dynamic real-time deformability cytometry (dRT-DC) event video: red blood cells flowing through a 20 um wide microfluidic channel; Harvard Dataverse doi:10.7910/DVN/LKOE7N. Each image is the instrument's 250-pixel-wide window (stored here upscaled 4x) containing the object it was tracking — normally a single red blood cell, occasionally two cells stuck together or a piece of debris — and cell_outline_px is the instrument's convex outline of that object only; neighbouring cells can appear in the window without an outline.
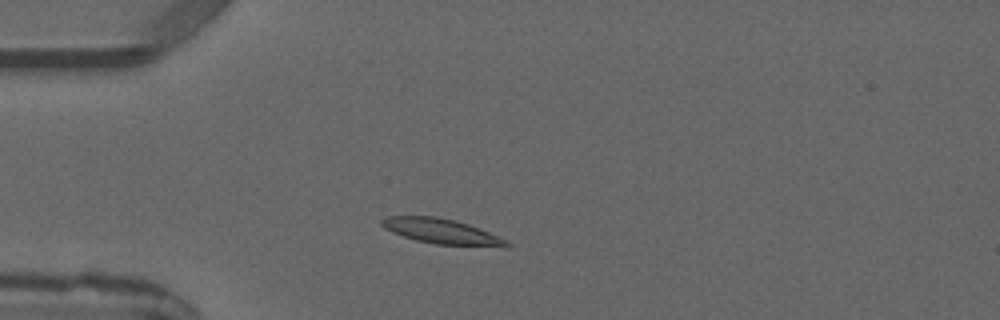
{"species": "common noctule bat (a hibernating species)", "species_latin": "Nyctalus noctula", "temperature_condition": "warm", "stored_images_in_passage": 1, "camera_frame_rate_fps": 3000, "um_per_image_px": 0.085, "animal": {"sex": "male", "forearm_length_mm": 52.5}, "frame": {"image": 1, "passage_image": 1, "time_ms": 0.0, "image_size_px": [1000, 320], "cell_outline_px": [[512, 244], [508, 248], [504, 248], [436, 244], [416, 240], [392, 232], [384, 228], [380, 224], [380, 220], [388, 216], [436, 216], [456, 220], [468, 224], [488, 232]], "centroid_in_image_um": [37.56, 19.68], "position_along_channel_um": 47.4, "area_um2": 18.38}}